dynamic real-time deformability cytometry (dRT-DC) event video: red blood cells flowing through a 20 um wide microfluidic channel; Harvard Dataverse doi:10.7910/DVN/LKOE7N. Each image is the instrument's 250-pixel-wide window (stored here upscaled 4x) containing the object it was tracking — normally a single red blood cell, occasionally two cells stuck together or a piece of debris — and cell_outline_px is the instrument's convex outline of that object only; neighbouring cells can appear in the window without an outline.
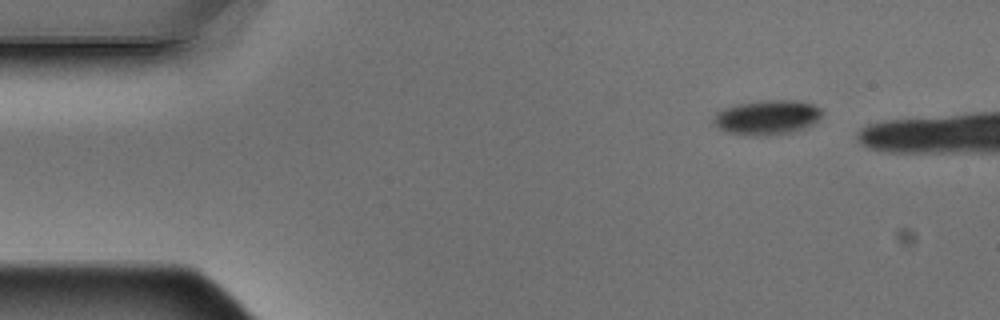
{"species": "Egyptian fruit bat (a non-hibernating species)", "species_latin": "Rousettus aegyptiacus", "temperature_condition": "warm", "stored_images_in_passage": 6, "camera_frame_rate_fps": 3000, "um_per_image_px": 0.085, "animal": {"sex": "male"}, "frame": {"image": 1, "passage_image": 1, "time_ms": 0.0, "image_size_px": [1000, 320], "cell_outline_px": [[820, 116], [816, 120], [804, 128], [788, 132], [728, 132], [716, 128], [712, 124], [712, 120], [716, 112], [724, 108], [736, 104], [760, 100], [796, 100], [812, 104], [820, 108]], "centroid_in_image_um": [65.14, 9.9], "position_along_channel_um": 19.9, "area_um2": 20.81}}
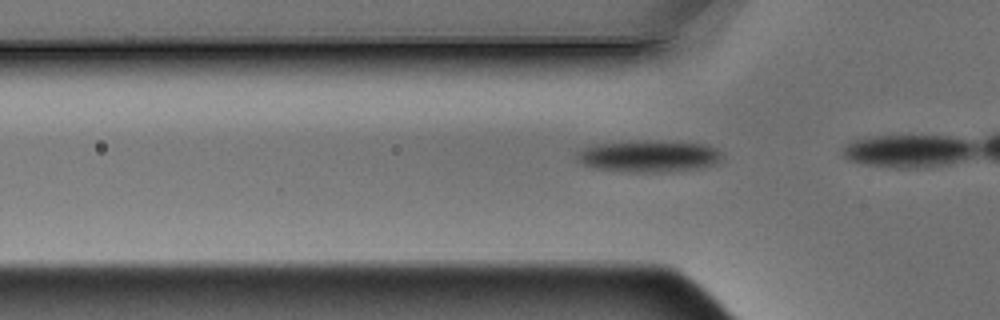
{"frame": {"image": 2, "passage_image": 5, "time_ms": 1.333, "image_size_px": [1000, 320], "cell_outline_px": [[720, 160], [716, 164], [696, 168], [664, 172], [632, 172], [596, 168], [584, 164], [576, 160], [576, 152], [592, 144], [632, 140], [648, 140], [708, 144], [716, 148], [720, 152]], "centroid_in_image_um": [55.11, 13.25], "position_along_channel_um": 70.7, "area_um2": 27.05}}